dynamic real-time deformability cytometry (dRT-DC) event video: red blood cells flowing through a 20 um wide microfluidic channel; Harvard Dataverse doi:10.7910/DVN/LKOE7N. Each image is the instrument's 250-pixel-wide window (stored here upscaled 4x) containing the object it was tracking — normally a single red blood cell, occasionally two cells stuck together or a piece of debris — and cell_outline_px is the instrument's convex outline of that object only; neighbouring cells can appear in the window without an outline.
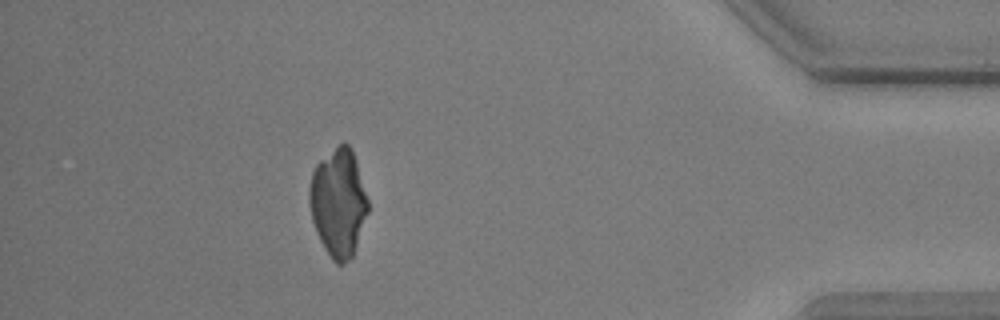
{"species": "common noctule bat (a hibernating species)", "species_latin": "Nyctalus noctula", "temperature_condition": "warm", "stored_images_in_passage": 35, "camera_frame_rate_fps": 3000, "um_per_image_px": 0.085, "animal": {"sex": "male", "body_mass_g": 17.9, "forearm_length_mm": 54.2}, "frame": {"image": 1, "passage_image": 30, "time_ms": 9.667, "image_size_px": [1000, 320], "cell_outline_px": [[368, 212], [352, 260], [344, 264], [336, 264], [332, 260], [324, 248], [316, 232], [312, 220], [308, 204], [308, 192], [312, 172], [316, 164], [320, 160], [344, 140], [352, 148], [356, 160], [368, 200]], "centroid_in_image_um": [28.75, 17.25], "position_along_channel_um": 406.5, "area_um2": 37.28}}